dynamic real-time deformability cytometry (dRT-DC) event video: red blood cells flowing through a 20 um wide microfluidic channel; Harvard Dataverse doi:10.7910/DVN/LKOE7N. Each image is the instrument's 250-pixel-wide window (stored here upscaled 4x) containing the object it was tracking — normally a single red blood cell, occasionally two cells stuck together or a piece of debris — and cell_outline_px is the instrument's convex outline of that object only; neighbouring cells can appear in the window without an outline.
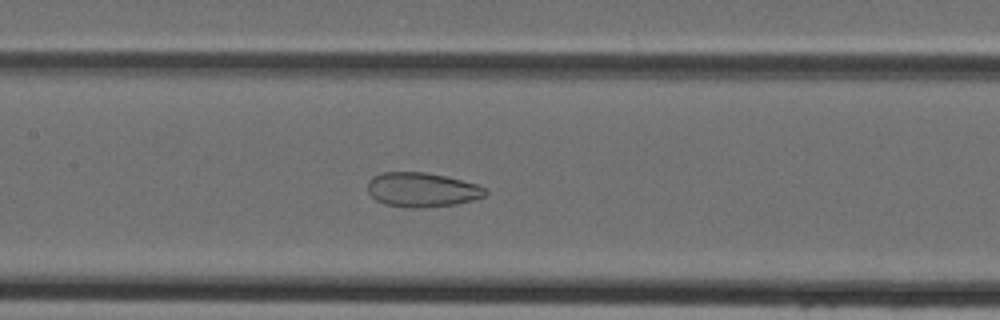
{"species": "Egyptian fruit bat (a non-hibernating species)", "species_latin": "Rousettus aegyptiacus", "temperature_condition": "cold", "stored_images_in_passage": 34, "camera_frame_rate_fps": 3000, "um_per_image_px": 0.085, "animal": {"sex": "female"}, "frame": {"image": 1, "passage_image": 10, "time_ms": 3.0, "image_size_px": [1000, 320], "cell_outline_px": [[488, 192], [484, 196], [472, 200], [456, 204], [424, 208], [408, 208], [384, 204], [376, 200], [368, 192], [368, 180], [372, 176], [384, 172], [424, 172], [444, 176], [476, 184], [484, 188]], "centroid_in_image_um": [35.83, 16.14], "position_along_channel_um": 171.6, "area_um2": 23.58}}
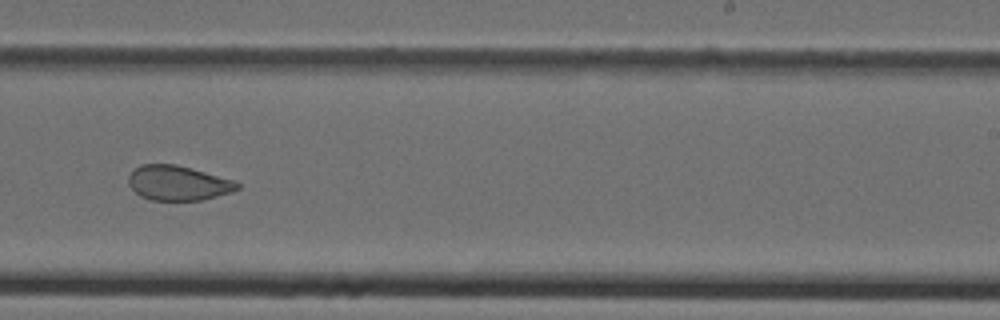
{"frame": {"image": 2, "passage_image": 17, "time_ms": 5.333, "image_size_px": [1000, 320], "cell_outline_px": [[240, 188], [232, 192], [200, 200], [152, 200], [140, 196], [128, 184], [128, 176], [140, 164], [176, 164], [236, 180], [240, 184]], "centroid_in_image_um": [15.16, 15.55], "position_along_channel_um": 273.8, "area_um2": 22.08}}
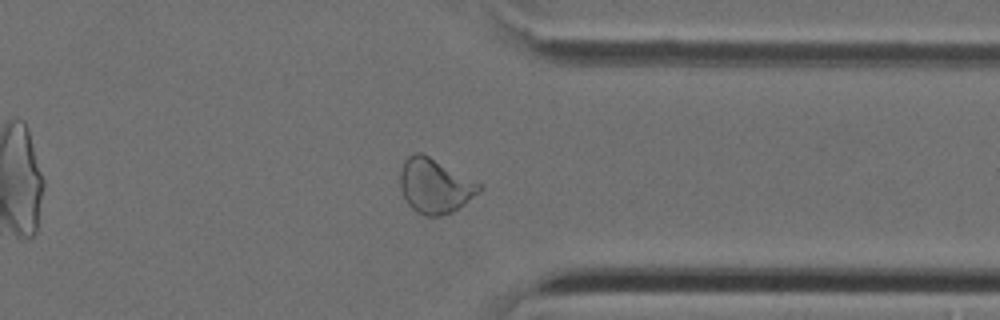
{"frame": {"image": 3, "passage_image": 24, "time_ms": 7.667, "image_size_px": [1000, 320], "cell_outline_px": [[484, 188], [464, 204], [452, 212], [440, 216], [424, 216], [416, 212], [408, 204], [400, 188], [400, 172], [404, 160], [408, 156], [416, 152], [420, 152], [484, 184]], "centroid_in_image_um": [36.98, 15.8], "position_along_channel_um": 374.4, "area_um2": 25.26}}